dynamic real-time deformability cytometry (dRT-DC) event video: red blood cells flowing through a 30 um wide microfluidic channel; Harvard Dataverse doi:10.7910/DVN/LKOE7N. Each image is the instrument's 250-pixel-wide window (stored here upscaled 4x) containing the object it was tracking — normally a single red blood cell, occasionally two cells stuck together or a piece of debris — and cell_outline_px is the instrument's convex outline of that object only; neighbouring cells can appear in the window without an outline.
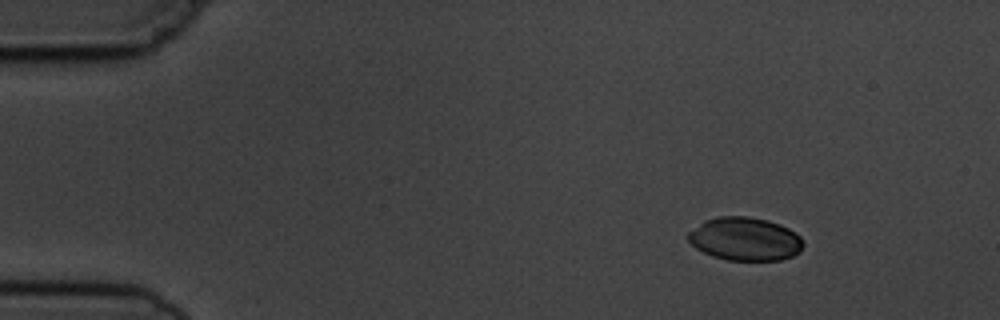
{"species": "common noctule bat (a hibernating species)", "species_latin": "Nyctalus noctula", "temperature_condition": "cold", "stored_images_in_passage": 9, "camera_frame_rate_fps": 3000, "um_per_image_px": 0.085, "animal": {"sex": "male", "body_mass_g": 19.5, "forearm_length_mm": 54.6}, "frame": {"image": 1, "passage_image": 2, "time_ms": 1.0, "image_size_px": [1000, 320], "cell_outline_px": [[804, 244], [800, 252], [792, 256], [780, 260], [728, 260], [712, 256], [696, 248], [684, 236], [688, 232], [704, 220], [720, 216], [748, 216], [768, 220], [780, 224], [796, 232], [804, 240]], "centroid_in_image_um": [63.33, 20.3], "position_along_channel_um": 21.7, "area_um2": 29.3}}
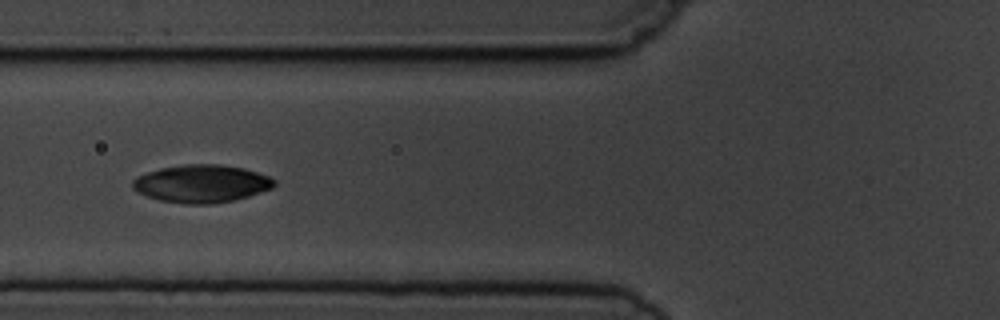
{"frame": {"image": 2, "passage_image": 6, "time_ms": 5.667, "image_size_px": [1000, 320], "cell_outline_px": [[276, 184], [272, 188], [236, 200], [212, 204], [184, 204], [160, 200], [136, 192], [132, 188], [132, 180], [136, 176], [160, 168], [184, 164], [220, 164], [244, 168], [268, 176], [276, 180]], "centroid_in_image_um": [17.12, 15.61], "position_along_channel_um": 108.7, "area_um2": 31.33}}
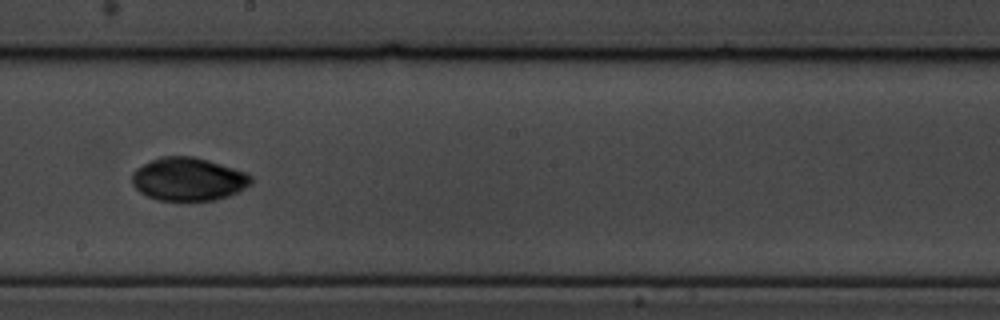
{"frame": {"image": 3, "passage_image": 9, "time_ms": 9.0, "image_size_px": [1000, 320], "cell_outline_px": [[252, 184], [228, 196], [216, 200], [156, 200], [140, 192], [132, 184], [132, 172], [136, 168], [160, 156], [192, 156], [208, 160], [244, 172], [252, 176]], "centroid_in_image_um": [15.98, 15.23], "position_along_channel_um": 232.2, "area_um2": 29.77}}